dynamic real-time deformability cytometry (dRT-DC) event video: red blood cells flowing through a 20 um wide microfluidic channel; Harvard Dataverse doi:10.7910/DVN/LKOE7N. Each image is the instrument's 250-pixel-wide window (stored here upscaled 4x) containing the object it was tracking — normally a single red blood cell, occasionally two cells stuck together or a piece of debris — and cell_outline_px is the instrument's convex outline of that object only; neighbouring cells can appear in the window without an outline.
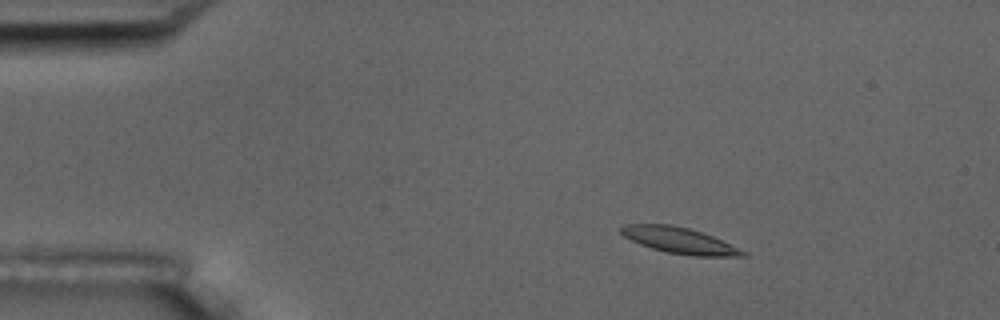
{"species": "common noctule bat (a hibernating species)", "species_latin": "Nyctalus noctula", "temperature_condition": "room temperature", "stored_images_in_passage": 3, "camera_frame_rate_fps": 3000, "um_per_image_px": 0.085, "animal": {"sex": "male", "body_mass_g": 17.5, "forearm_length_mm": 52.3}, "frame": {"image": 1, "passage_image": 1, "time_ms": 0.0, "image_size_px": [1000, 320], "cell_outline_px": [[748, 252], [744, 256], [692, 256], [668, 252], [652, 248], [640, 244], [624, 236], [620, 232], [620, 228], [624, 224], [672, 224], [688, 228], [712, 236]], "centroid_in_image_um": [57.74, 20.43], "position_along_channel_um": 27.3, "area_um2": 18.26}}